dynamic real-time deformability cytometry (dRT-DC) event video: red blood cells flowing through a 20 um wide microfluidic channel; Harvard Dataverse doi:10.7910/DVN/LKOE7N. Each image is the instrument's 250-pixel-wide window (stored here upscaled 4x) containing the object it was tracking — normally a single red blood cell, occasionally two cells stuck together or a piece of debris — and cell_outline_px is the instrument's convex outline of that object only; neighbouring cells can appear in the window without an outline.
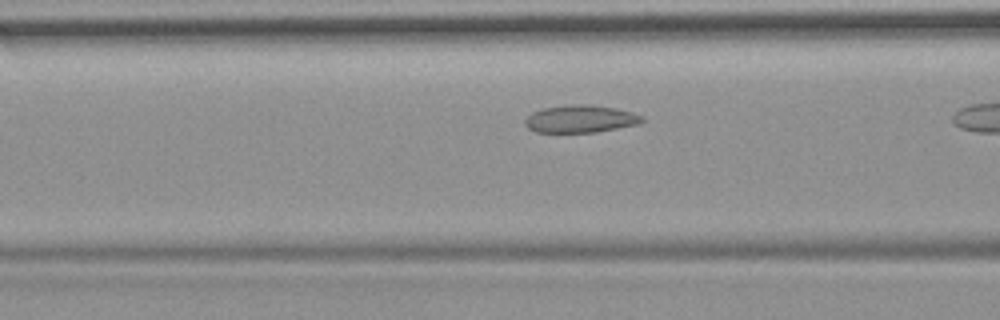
{"species": "common noctule bat (a hibernating species)", "species_latin": "Nyctalus noctula", "temperature_condition": "room temperature", "stored_images_in_passage": 16, "camera_frame_rate_fps": 3000, "um_per_image_px": 0.085, "animal": {"sex": "female", "body_mass_g": 19.9}, "frame": {"image": 1, "passage_image": 12, "time_ms": 3.667, "image_size_px": [1000, 320], "cell_outline_px": [[644, 120], [640, 124], [596, 132], [536, 132], [528, 128], [524, 124], [524, 120], [532, 112], [544, 108], [568, 104], [584, 104], [616, 108], [632, 112], [644, 116]], "centroid_in_image_um": [49.35, 10.1], "position_along_channel_um": 117.2, "area_um2": 18.84}}